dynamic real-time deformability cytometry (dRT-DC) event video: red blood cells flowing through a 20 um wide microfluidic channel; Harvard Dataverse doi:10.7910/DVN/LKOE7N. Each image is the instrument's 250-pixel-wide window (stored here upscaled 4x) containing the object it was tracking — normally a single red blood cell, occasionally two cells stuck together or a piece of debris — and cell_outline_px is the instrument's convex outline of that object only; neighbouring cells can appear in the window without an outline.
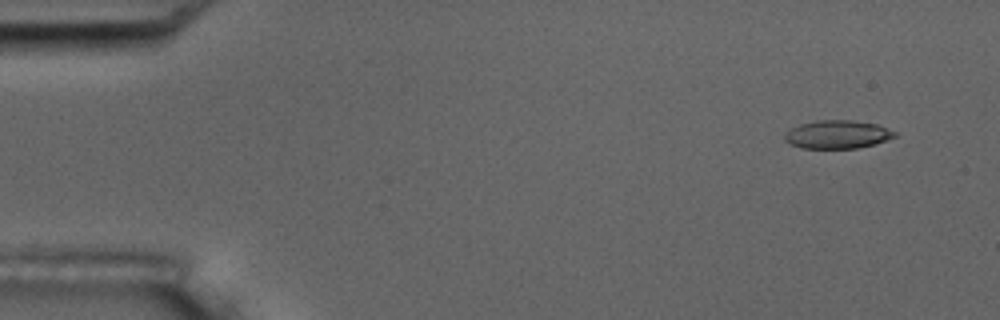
{"species": "common noctule bat (a hibernating species)", "species_latin": "Nyctalus noctula", "temperature_condition": "room temperature", "stored_images_in_passage": 10, "camera_frame_rate_fps": 3000, "um_per_image_px": 0.085, "animal": {"sex": "male", "body_mass_g": 17.5, "forearm_length_mm": 52.3}, "frame": {"image": 1, "passage_image": 1, "time_ms": 0.0, "image_size_px": [1000, 320], "cell_outline_px": [[896, 136], [876, 144], [856, 148], [800, 148], [788, 144], [784, 140], [784, 132], [800, 124], [816, 120], [852, 120], [876, 124], [888, 128], [896, 132]], "centroid_in_image_um": [71.15, 11.43], "position_along_channel_um": 13.9, "area_um2": 18.26}}